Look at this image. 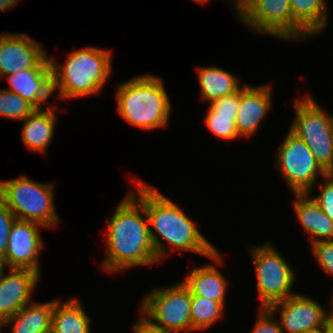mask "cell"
I'll return each mask as SVG.
<instances>
[{
	"label": "cell",
	"mask_w": 333,
	"mask_h": 333,
	"mask_svg": "<svg viewBox=\"0 0 333 333\" xmlns=\"http://www.w3.org/2000/svg\"><path fill=\"white\" fill-rule=\"evenodd\" d=\"M133 180L138 192V195L135 193L134 195L138 196L137 198L145 206L151 240L158 261H163V258L169 255L162 242L163 239L176 250L197 253L209 258L214 264L223 265L219 250L203 236L194 221L179 205L161 194L155 187L148 186L139 179Z\"/></svg>",
	"instance_id": "obj_1"
},
{
	"label": "cell",
	"mask_w": 333,
	"mask_h": 333,
	"mask_svg": "<svg viewBox=\"0 0 333 333\" xmlns=\"http://www.w3.org/2000/svg\"><path fill=\"white\" fill-rule=\"evenodd\" d=\"M106 254L101 269L120 272L139 266H152L158 261L149 231L144 204L134 190L121 200L107 219Z\"/></svg>",
	"instance_id": "obj_2"
},
{
	"label": "cell",
	"mask_w": 333,
	"mask_h": 333,
	"mask_svg": "<svg viewBox=\"0 0 333 333\" xmlns=\"http://www.w3.org/2000/svg\"><path fill=\"white\" fill-rule=\"evenodd\" d=\"M111 51L83 47L68 54L64 64L50 58L53 93L61 100L93 96L102 91L112 71Z\"/></svg>",
	"instance_id": "obj_3"
},
{
	"label": "cell",
	"mask_w": 333,
	"mask_h": 333,
	"mask_svg": "<svg viewBox=\"0 0 333 333\" xmlns=\"http://www.w3.org/2000/svg\"><path fill=\"white\" fill-rule=\"evenodd\" d=\"M116 86V111L129 124L144 130L168 126L173 109L162 78L143 74Z\"/></svg>",
	"instance_id": "obj_4"
},
{
	"label": "cell",
	"mask_w": 333,
	"mask_h": 333,
	"mask_svg": "<svg viewBox=\"0 0 333 333\" xmlns=\"http://www.w3.org/2000/svg\"><path fill=\"white\" fill-rule=\"evenodd\" d=\"M0 197L17 219L36 222L47 229L58 226L53 183L36 182L24 175L0 180Z\"/></svg>",
	"instance_id": "obj_5"
},
{
	"label": "cell",
	"mask_w": 333,
	"mask_h": 333,
	"mask_svg": "<svg viewBox=\"0 0 333 333\" xmlns=\"http://www.w3.org/2000/svg\"><path fill=\"white\" fill-rule=\"evenodd\" d=\"M293 107L295 118L289 130L308 146L317 163L327 172L333 162V115L308 93L297 98Z\"/></svg>",
	"instance_id": "obj_6"
},
{
	"label": "cell",
	"mask_w": 333,
	"mask_h": 333,
	"mask_svg": "<svg viewBox=\"0 0 333 333\" xmlns=\"http://www.w3.org/2000/svg\"><path fill=\"white\" fill-rule=\"evenodd\" d=\"M252 247L249 252L255 269L260 308H268L296 294L291 292L296 273L274 245L268 242Z\"/></svg>",
	"instance_id": "obj_7"
},
{
	"label": "cell",
	"mask_w": 333,
	"mask_h": 333,
	"mask_svg": "<svg viewBox=\"0 0 333 333\" xmlns=\"http://www.w3.org/2000/svg\"><path fill=\"white\" fill-rule=\"evenodd\" d=\"M154 288L141 301L140 314L169 333L191 331V293L183 282Z\"/></svg>",
	"instance_id": "obj_8"
},
{
	"label": "cell",
	"mask_w": 333,
	"mask_h": 333,
	"mask_svg": "<svg viewBox=\"0 0 333 333\" xmlns=\"http://www.w3.org/2000/svg\"><path fill=\"white\" fill-rule=\"evenodd\" d=\"M276 157V166L293 194L311 193L318 177L327 174L308 146L290 130L280 143Z\"/></svg>",
	"instance_id": "obj_9"
},
{
	"label": "cell",
	"mask_w": 333,
	"mask_h": 333,
	"mask_svg": "<svg viewBox=\"0 0 333 333\" xmlns=\"http://www.w3.org/2000/svg\"><path fill=\"white\" fill-rule=\"evenodd\" d=\"M236 15L256 34H268L284 41L294 40L290 0H247Z\"/></svg>",
	"instance_id": "obj_10"
},
{
	"label": "cell",
	"mask_w": 333,
	"mask_h": 333,
	"mask_svg": "<svg viewBox=\"0 0 333 333\" xmlns=\"http://www.w3.org/2000/svg\"><path fill=\"white\" fill-rule=\"evenodd\" d=\"M43 225L16 219L9 233L5 256L0 260V266L17 269H29L40 273L39 254L43 249L41 236Z\"/></svg>",
	"instance_id": "obj_11"
},
{
	"label": "cell",
	"mask_w": 333,
	"mask_h": 333,
	"mask_svg": "<svg viewBox=\"0 0 333 333\" xmlns=\"http://www.w3.org/2000/svg\"><path fill=\"white\" fill-rule=\"evenodd\" d=\"M30 68H52L50 57L37 41L25 33L0 35V79Z\"/></svg>",
	"instance_id": "obj_12"
},
{
	"label": "cell",
	"mask_w": 333,
	"mask_h": 333,
	"mask_svg": "<svg viewBox=\"0 0 333 333\" xmlns=\"http://www.w3.org/2000/svg\"><path fill=\"white\" fill-rule=\"evenodd\" d=\"M268 309L274 315L279 311L278 322L283 333H306L330 322L327 311L318 301L298 293L271 304Z\"/></svg>",
	"instance_id": "obj_13"
},
{
	"label": "cell",
	"mask_w": 333,
	"mask_h": 333,
	"mask_svg": "<svg viewBox=\"0 0 333 333\" xmlns=\"http://www.w3.org/2000/svg\"><path fill=\"white\" fill-rule=\"evenodd\" d=\"M5 268L0 266V323L31 303V294L39 282L40 274L29 269Z\"/></svg>",
	"instance_id": "obj_14"
},
{
	"label": "cell",
	"mask_w": 333,
	"mask_h": 333,
	"mask_svg": "<svg viewBox=\"0 0 333 333\" xmlns=\"http://www.w3.org/2000/svg\"><path fill=\"white\" fill-rule=\"evenodd\" d=\"M270 85H244L240 89V102L236 117L238 135L244 138L254 136L261 122L272 107Z\"/></svg>",
	"instance_id": "obj_15"
},
{
	"label": "cell",
	"mask_w": 333,
	"mask_h": 333,
	"mask_svg": "<svg viewBox=\"0 0 333 333\" xmlns=\"http://www.w3.org/2000/svg\"><path fill=\"white\" fill-rule=\"evenodd\" d=\"M3 78L10 84L9 90L41 109L53 93L52 68H30L6 75Z\"/></svg>",
	"instance_id": "obj_16"
},
{
	"label": "cell",
	"mask_w": 333,
	"mask_h": 333,
	"mask_svg": "<svg viewBox=\"0 0 333 333\" xmlns=\"http://www.w3.org/2000/svg\"><path fill=\"white\" fill-rule=\"evenodd\" d=\"M312 193H294L293 207L303 229L310 235V244L333 240V221L321 210Z\"/></svg>",
	"instance_id": "obj_17"
},
{
	"label": "cell",
	"mask_w": 333,
	"mask_h": 333,
	"mask_svg": "<svg viewBox=\"0 0 333 333\" xmlns=\"http://www.w3.org/2000/svg\"><path fill=\"white\" fill-rule=\"evenodd\" d=\"M56 106L34 110L25 120L21 131V140L30 150L45 154L50 145L57 124Z\"/></svg>",
	"instance_id": "obj_18"
},
{
	"label": "cell",
	"mask_w": 333,
	"mask_h": 333,
	"mask_svg": "<svg viewBox=\"0 0 333 333\" xmlns=\"http://www.w3.org/2000/svg\"><path fill=\"white\" fill-rule=\"evenodd\" d=\"M294 18V41L317 36L327 26L326 0H290Z\"/></svg>",
	"instance_id": "obj_19"
},
{
	"label": "cell",
	"mask_w": 333,
	"mask_h": 333,
	"mask_svg": "<svg viewBox=\"0 0 333 333\" xmlns=\"http://www.w3.org/2000/svg\"><path fill=\"white\" fill-rule=\"evenodd\" d=\"M214 264L194 268L182 281L191 295L220 302L225 307L228 281Z\"/></svg>",
	"instance_id": "obj_20"
},
{
	"label": "cell",
	"mask_w": 333,
	"mask_h": 333,
	"mask_svg": "<svg viewBox=\"0 0 333 333\" xmlns=\"http://www.w3.org/2000/svg\"><path fill=\"white\" fill-rule=\"evenodd\" d=\"M54 300L43 303H29L1 326L11 325V333H51Z\"/></svg>",
	"instance_id": "obj_21"
},
{
	"label": "cell",
	"mask_w": 333,
	"mask_h": 333,
	"mask_svg": "<svg viewBox=\"0 0 333 333\" xmlns=\"http://www.w3.org/2000/svg\"><path fill=\"white\" fill-rule=\"evenodd\" d=\"M91 322L79 299L54 300L51 333H91Z\"/></svg>",
	"instance_id": "obj_22"
},
{
	"label": "cell",
	"mask_w": 333,
	"mask_h": 333,
	"mask_svg": "<svg viewBox=\"0 0 333 333\" xmlns=\"http://www.w3.org/2000/svg\"><path fill=\"white\" fill-rule=\"evenodd\" d=\"M200 96L203 101H213L238 92L242 87L234 74L217 66L197 67Z\"/></svg>",
	"instance_id": "obj_23"
},
{
	"label": "cell",
	"mask_w": 333,
	"mask_h": 333,
	"mask_svg": "<svg viewBox=\"0 0 333 333\" xmlns=\"http://www.w3.org/2000/svg\"><path fill=\"white\" fill-rule=\"evenodd\" d=\"M224 306L215 300L191 295V331H204L224 315Z\"/></svg>",
	"instance_id": "obj_24"
},
{
	"label": "cell",
	"mask_w": 333,
	"mask_h": 333,
	"mask_svg": "<svg viewBox=\"0 0 333 333\" xmlns=\"http://www.w3.org/2000/svg\"><path fill=\"white\" fill-rule=\"evenodd\" d=\"M36 108L19 95L0 89V115L10 120H25Z\"/></svg>",
	"instance_id": "obj_25"
},
{
	"label": "cell",
	"mask_w": 333,
	"mask_h": 333,
	"mask_svg": "<svg viewBox=\"0 0 333 333\" xmlns=\"http://www.w3.org/2000/svg\"><path fill=\"white\" fill-rule=\"evenodd\" d=\"M238 113L206 112L204 118L208 129L219 138L234 140L240 138L236 127Z\"/></svg>",
	"instance_id": "obj_26"
},
{
	"label": "cell",
	"mask_w": 333,
	"mask_h": 333,
	"mask_svg": "<svg viewBox=\"0 0 333 333\" xmlns=\"http://www.w3.org/2000/svg\"><path fill=\"white\" fill-rule=\"evenodd\" d=\"M311 251L319 266L333 276V240L316 242L311 245Z\"/></svg>",
	"instance_id": "obj_27"
},
{
	"label": "cell",
	"mask_w": 333,
	"mask_h": 333,
	"mask_svg": "<svg viewBox=\"0 0 333 333\" xmlns=\"http://www.w3.org/2000/svg\"><path fill=\"white\" fill-rule=\"evenodd\" d=\"M320 183V192L312 198L321 210L333 221V176L326 174Z\"/></svg>",
	"instance_id": "obj_28"
},
{
	"label": "cell",
	"mask_w": 333,
	"mask_h": 333,
	"mask_svg": "<svg viewBox=\"0 0 333 333\" xmlns=\"http://www.w3.org/2000/svg\"><path fill=\"white\" fill-rule=\"evenodd\" d=\"M16 219L0 197V260L5 256L10 229Z\"/></svg>",
	"instance_id": "obj_29"
},
{
	"label": "cell",
	"mask_w": 333,
	"mask_h": 333,
	"mask_svg": "<svg viewBox=\"0 0 333 333\" xmlns=\"http://www.w3.org/2000/svg\"><path fill=\"white\" fill-rule=\"evenodd\" d=\"M250 333H283L278 320L268 308H260ZM276 320V321H275Z\"/></svg>",
	"instance_id": "obj_30"
},
{
	"label": "cell",
	"mask_w": 333,
	"mask_h": 333,
	"mask_svg": "<svg viewBox=\"0 0 333 333\" xmlns=\"http://www.w3.org/2000/svg\"><path fill=\"white\" fill-rule=\"evenodd\" d=\"M239 102L240 90L232 95L210 101L207 112L238 113Z\"/></svg>",
	"instance_id": "obj_31"
},
{
	"label": "cell",
	"mask_w": 333,
	"mask_h": 333,
	"mask_svg": "<svg viewBox=\"0 0 333 333\" xmlns=\"http://www.w3.org/2000/svg\"><path fill=\"white\" fill-rule=\"evenodd\" d=\"M140 319L133 324V333H169L150 323L144 316L140 315Z\"/></svg>",
	"instance_id": "obj_32"
},
{
	"label": "cell",
	"mask_w": 333,
	"mask_h": 333,
	"mask_svg": "<svg viewBox=\"0 0 333 333\" xmlns=\"http://www.w3.org/2000/svg\"><path fill=\"white\" fill-rule=\"evenodd\" d=\"M20 0H0V11L10 10L12 6H17Z\"/></svg>",
	"instance_id": "obj_33"
},
{
	"label": "cell",
	"mask_w": 333,
	"mask_h": 333,
	"mask_svg": "<svg viewBox=\"0 0 333 333\" xmlns=\"http://www.w3.org/2000/svg\"><path fill=\"white\" fill-rule=\"evenodd\" d=\"M232 1V2H231ZM247 0H229L230 4H232V7L234 8L235 12H237L245 3Z\"/></svg>",
	"instance_id": "obj_34"
},
{
	"label": "cell",
	"mask_w": 333,
	"mask_h": 333,
	"mask_svg": "<svg viewBox=\"0 0 333 333\" xmlns=\"http://www.w3.org/2000/svg\"><path fill=\"white\" fill-rule=\"evenodd\" d=\"M324 333H333V322H329V323L324 327Z\"/></svg>",
	"instance_id": "obj_35"
},
{
	"label": "cell",
	"mask_w": 333,
	"mask_h": 333,
	"mask_svg": "<svg viewBox=\"0 0 333 333\" xmlns=\"http://www.w3.org/2000/svg\"><path fill=\"white\" fill-rule=\"evenodd\" d=\"M331 302H330V306H331V310H330V312L328 311L327 313H328V315H329V320H330V322H333V294H332V297H331V300H330Z\"/></svg>",
	"instance_id": "obj_36"
},
{
	"label": "cell",
	"mask_w": 333,
	"mask_h": 333,
	"mask_svg": "<svg viewBox=\"0 0 333 333\" xmlns=\"http://www.w3.org/2000/svg\"><path fill=\"white\" fill-rule=\"evenodd\" d=\"M306 333H324V327H322L320 329H317V330H314V331H309V332H306Z\"/></svg>",
	"instance_id": "obj_37"
},
{
	"label": "cell",
	"mask_w": 333,
	"mask_h": 333,
	"mask_svg": "<svg viewBox=\"0 0 333 333\" xmlns=\"http://www.w3.org/2000/svg\"><path fill=\"white\" fill-rule=\"evenodd\" d=\"M328 175L333 176V162L331 168L326 172Z\"/></svg>",
	"instance_id": "obj_38"
},
{
	"label": "cell",
	"mask_w": 333,
	"mask_h": 333,
	"mask_svg": "<svg viewBox=\"0 0 333 333\" xmlns=\"http://www.w3.org/2000/svg\"><path fill=\"white\" fill-rule=\"evenodd\" d=\"M193 1H195V2H199L200 4L202 3V4H206L208 1H210V0H193Z\"/></svg>",
	"instance_id": "obj_39"
}]
</instances>
